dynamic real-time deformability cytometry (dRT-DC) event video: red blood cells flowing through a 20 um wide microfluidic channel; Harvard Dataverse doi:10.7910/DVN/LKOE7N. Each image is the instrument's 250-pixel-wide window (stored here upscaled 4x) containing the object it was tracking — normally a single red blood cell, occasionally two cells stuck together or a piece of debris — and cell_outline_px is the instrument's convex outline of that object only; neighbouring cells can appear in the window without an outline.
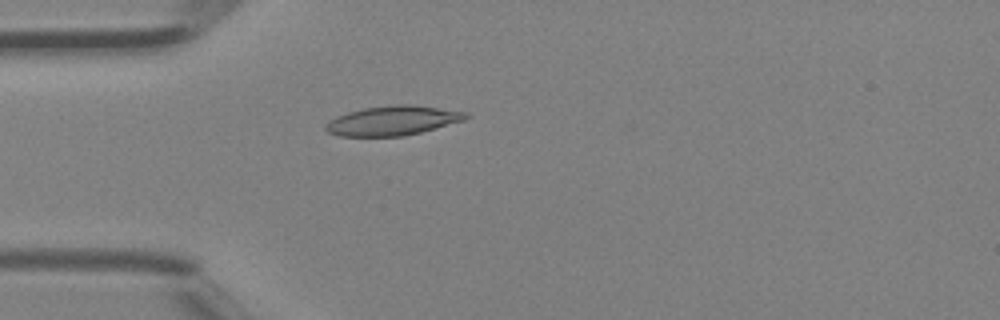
{"species": "Egyptian fruit bat (a non-hibernating species)", "species_latin": "Rousettus aegyptiacus", "temperature_condition": "room temperature", "stored_images_in_passage": 46, "camera_frame_rate_fps": 3000, "um_per_image_px": 0.085, "animal": {"sex": "female"}, "frame": {"image": 1, "passage_image": 13, "time_ms": 4.0, "image_size_px": [1000, 320], "cell_outline_px": [[468, 116], [464, 120], [420, 132], [404, 136], [340, 136], [328, 132], [324, 128], [324, 124], [328, 120], [336, 116], [348, 112], [364, 108], [396, 104], [412, 104], [468, 112]], "centroid_in_image_um": [33.34, 10.25], "position_along_channel_um": 51.7, "area_um2": 24.04}}
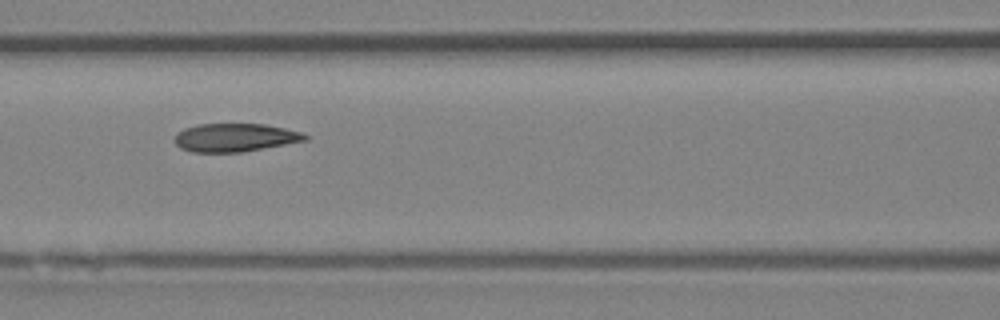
{"frame": {"image": 2, "passage_image": 20, "time_ms": 6.333, "image_size_px": [1000, 320], "cell_outline_px": [[308, 140], [240, 152], [192, 152], [180, 148], [176, 144], [176, 132], [184, 128], [196, 124], [264, 124], [284, 128], [300, 132], [308, 136]], "centroid_in_image_um": [19.94, 11.69], "position_along_channel_um": 146.7, "area_um2": 21.33}}
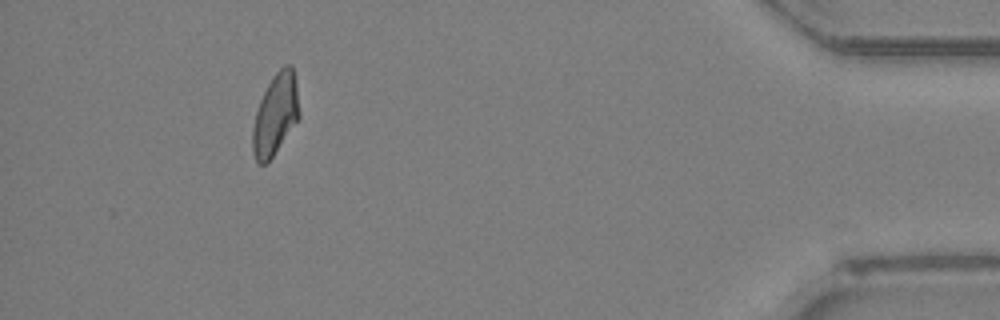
{"frame": {"image": 3, "passage_image": 42, "time_ms": 13.667, "image_size_px": [1000, 320], "cell_outline_px": [[300, 116], [272, 156], [264, 164], [260, 164], [256, 160], [252, 152], [252, 128], [256, 112], [260, 100], [272, 76], [284, 64], [292, 64], [296, 84], [300, 112]], "centroid_in_image_um": [23.4, 9.69], "position_along_channel_um": 411.8, "area_um2": 21.79}, "authors_computed_cell_mechanics": {"area_um2": 22.3686, "velocity_mm_per_s": 4.4667, "shape_relaxation_time_tau1_ms": null, "shape_relaxation_time_tau2_ms": 2.1009, "deformation_change_tau1": null, "deformation_change_tau2": 0.0824}}